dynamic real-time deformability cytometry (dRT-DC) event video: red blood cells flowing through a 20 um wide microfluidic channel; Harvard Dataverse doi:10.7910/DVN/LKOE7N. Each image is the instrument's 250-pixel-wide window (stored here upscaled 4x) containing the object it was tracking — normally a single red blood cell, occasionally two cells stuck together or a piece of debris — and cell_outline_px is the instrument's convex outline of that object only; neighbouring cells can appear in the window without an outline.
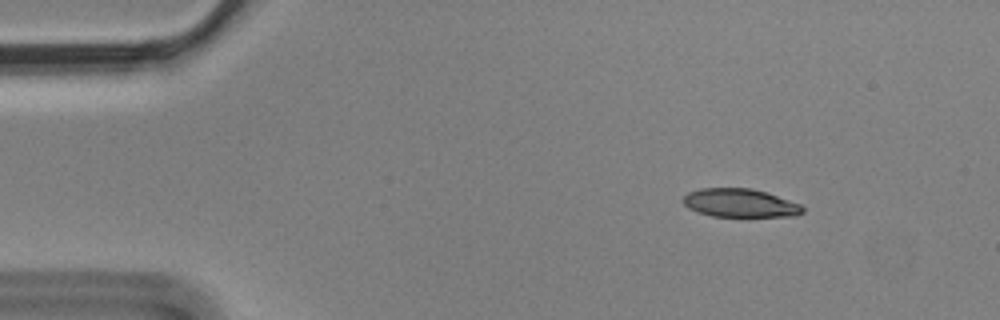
{"species": "Egyptian fruit bat (a non-hibernating species)", "species_latin": "Rousettus aegyptiacus", "temperature_condition": "cold", "stored_images_in_passage": 6, "camera_frame_rate_fps": 3000, "um_per_image_px": 0.085, "animal": {"sex": "male"}, "frame": {"image": 1, "passage_image": 1, "time_ms": 0.0, "image_size_px": [1000, 320], "cell_outline_px": [[804, 212], [796, 216], [712, 216], [696, 212], [688, 208], [680, 200], [688, 192], [700, 188], [752, 188], [768, 192], [800, 204], [804, 208]], "centroid_in_image_um": [62.88, 17.25], "position_along_channel_um": 22.1, "area_um2": 20.0}}
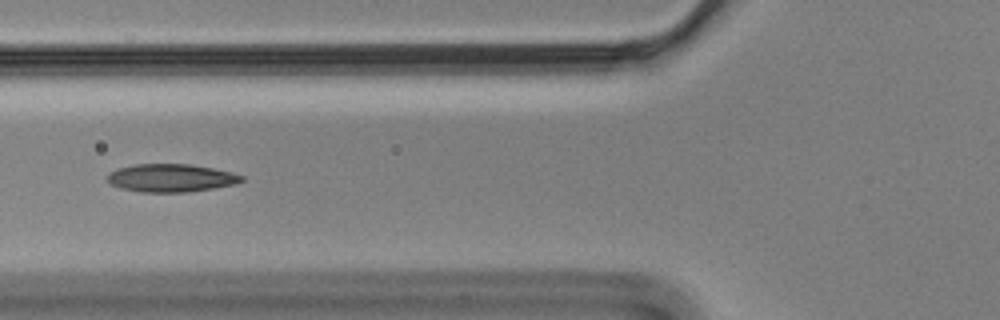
{"frame": {"image": 2, "passage_image": 5, "time_ms": 1.333, "image_size_px": [1000, 320], "cell_outline_px": [[244, 180], [236, 184], [188, 192], [144, 192], [120, 188], [112, 184], [108, 180], [108, 172], [120, 168], [136, 164], [188, 164], [212, 168], [232, 172], [244, 176]], "centroid_in_image_um": [14.56, 15.12], "position_along_channel_um": 111.2, "area_um2": 21.73}}
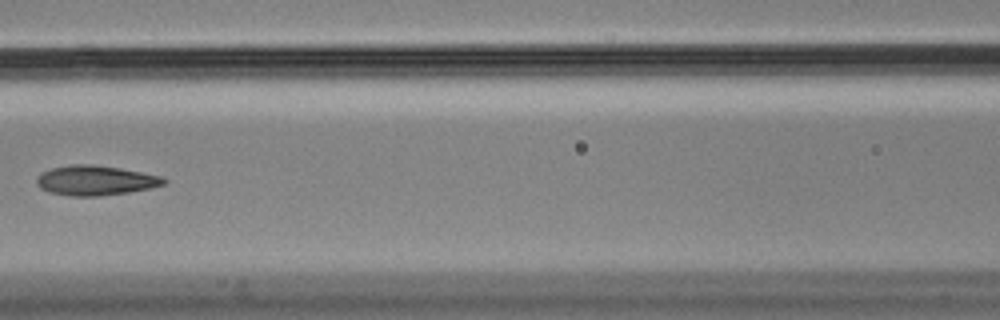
{"frame": {"image": 3, "passage_image": 6, "time_ms": 1.667, "image_size_px": [1000, 320], "cell_outline_px": [[168, 180], [164, 184], [148, 188], [128, 192], [100, 196], [68, 196], [48, 192], [40, 188], [36, 184], [36, 176], [52, 168], [72, 164], [92, 164], [120, 168], [160, 176]], "centroid_in_image_um": [8.06, 15.34], "position_along_channel_um": 158.5, "area_um2": 22.02}}